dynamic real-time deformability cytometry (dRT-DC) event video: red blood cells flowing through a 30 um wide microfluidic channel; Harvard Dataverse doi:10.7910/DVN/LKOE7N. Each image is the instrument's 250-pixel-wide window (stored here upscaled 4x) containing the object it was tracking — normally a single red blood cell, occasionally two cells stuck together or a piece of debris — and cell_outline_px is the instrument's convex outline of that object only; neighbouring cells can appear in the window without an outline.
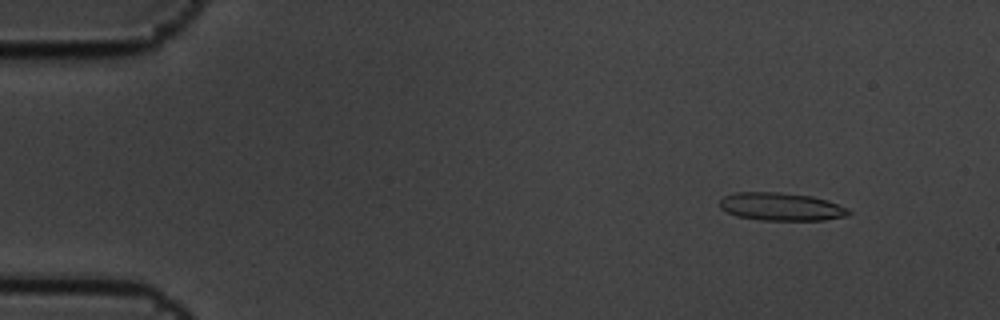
{"species": "common noctule bat (a hibernating species)", "species_latin": "Nyctalus noctula", "temperature_condition": "cold", "stored_images_in_passage": 5, "camera_frame_rate_fps": 3000, "um_per_image_px": 0.085, "animal": {"sex": "male", "body_mass_g": 19.5, "forearm_length_mm": 54.6}, "frame": {"image": 1, "passage_image": 2, "time_ms": 0.333, "image_size_px": [1000, 320], "cell_outline_px": [[852, 212], [848, 216], [824, 220], [760, 220], [736, 216], [720, 208], [720, 200], [724, 196], [736, 192], [780, 192], [812, 196], [828, 200], [848, 208]], "centroid_in_image_um": [66.42, 17.57], "position_along_channel_um": 18.6, "area_um2": 21.15}}
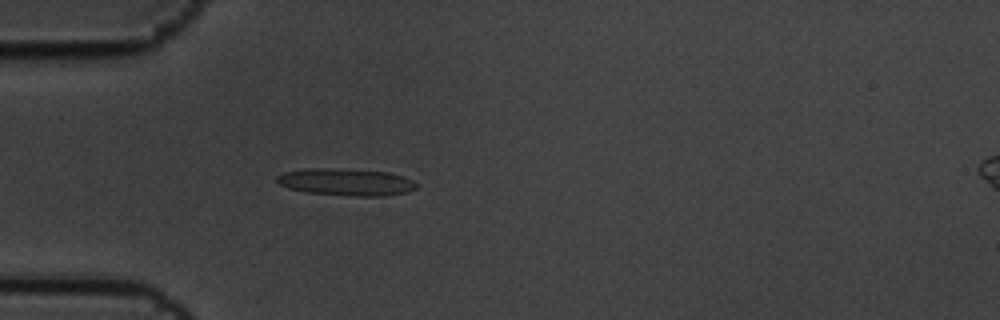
{"frame": {"image": 2, "passage_image": 5, "time_ms": 1.333, "image_size_px": [1000, 320], "cell_outline_px": [[416, 188], [408, 192], [384, 196], [356, 196], [308, 192], [288, 188], [280, 184], [276, 180], [276, 176], [284, 172], [304, 168], [320, 168], [388, 172], [404, 176], [412, 180], [416, 184]], "centroid_in_image_um": [29.41, 15.47], "position_along_channel_um": 55.6, "area_um2": 21.79}}